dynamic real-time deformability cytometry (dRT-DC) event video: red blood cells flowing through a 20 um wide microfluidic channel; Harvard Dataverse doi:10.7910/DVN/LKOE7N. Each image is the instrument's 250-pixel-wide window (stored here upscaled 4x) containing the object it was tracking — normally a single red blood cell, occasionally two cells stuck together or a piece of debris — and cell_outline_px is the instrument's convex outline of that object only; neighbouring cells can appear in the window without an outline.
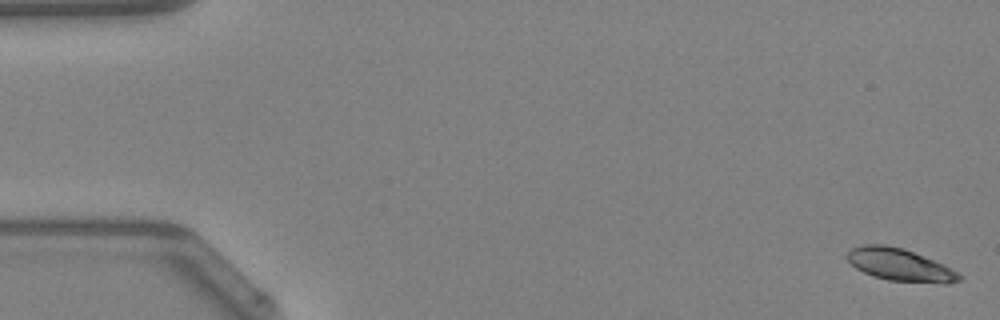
{"species": "Egyptian fruit bat (a non-hibernating species)", "species_latin": "Rousettus aegyptiacus", "temperature_condition": "warm", "stored_images_in_passage": 14, "camera_frame_rate_fps": 3000, "um_per_image_px": 0.085, "animal": {"sex": "female"}, "frame": {"image": 1, "passage_image": 1, "time_ms": 0.0, "image_size_px": [1000, 320], "cell_outline_px": [[960, 280], [948, 284], [944, 284], [888, 280], [872, 276], [856, 268], [844, 256], [852, 248], [864, 244], [884, 244], [904, 248], [944, 264], [952, 268], [960, 276]], "centroid_in_image_um": [76.48, 22.51], "position_along_channel_um": 8.5, "area_um2": 21.27}}
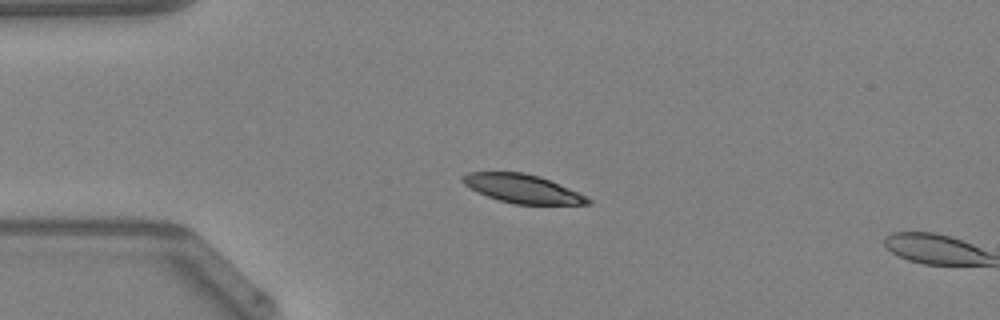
{"frame": {"image": 2, "passage_image": 12, "time_ms": 3.667, "image_size_px": [1000, 320], "cell_outline_px": [[592, 204], [516, 204], [500, 200], [476, 192], [464, 184], [460, 180], [460, 176], [468, 172], [524, 172], [540, 176], [588, 196], [592, 200]], "centroid_in_image_um": [44.4, 16.03], "position_along_channel_um": 40.6, "area_um2": 20.92}}